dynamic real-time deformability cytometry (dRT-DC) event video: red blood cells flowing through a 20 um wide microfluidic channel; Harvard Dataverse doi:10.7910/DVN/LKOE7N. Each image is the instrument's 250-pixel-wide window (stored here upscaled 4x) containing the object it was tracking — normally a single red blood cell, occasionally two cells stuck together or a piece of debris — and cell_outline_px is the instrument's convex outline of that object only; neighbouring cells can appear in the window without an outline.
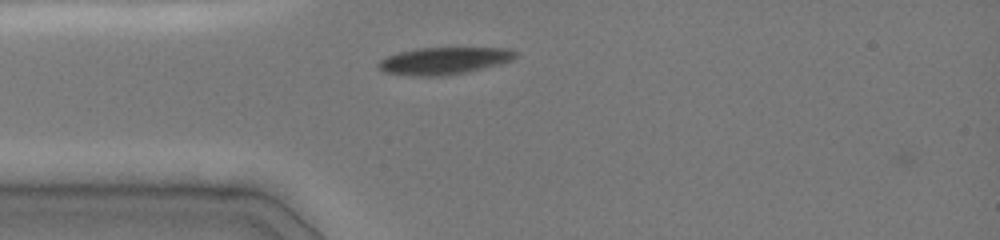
{"species": "common noctule bat (a hibernating species)", "species_latin": "Nyctalus noctula", "temperature_condition": "cold", "stored_images_in_passage": 2, "camera_frame_rate_fps": 3000, "um_per_image_px": 0.085, "animal": {"sex": "female", "body_mass_g": 19.0, "forearm_length_mm": 51.5}, "frame": {"image": 1, "passage_image": 1, "time_ms": 0.0, "image_size_px": [1000, 240], "cell_outline_px": [[516, 56], [512, 60], [500, 64], [468, 72], [444, 76], [412, 76], [384, 72], [376, 64], [380, 60], [388, 56], [400, 52], [416, 48], [508, 48], [516, 52]], "centroid_in_image_um": [37.74, 5.17], "position_along_channel_um": 47.3, "area_um2": 21.68}}